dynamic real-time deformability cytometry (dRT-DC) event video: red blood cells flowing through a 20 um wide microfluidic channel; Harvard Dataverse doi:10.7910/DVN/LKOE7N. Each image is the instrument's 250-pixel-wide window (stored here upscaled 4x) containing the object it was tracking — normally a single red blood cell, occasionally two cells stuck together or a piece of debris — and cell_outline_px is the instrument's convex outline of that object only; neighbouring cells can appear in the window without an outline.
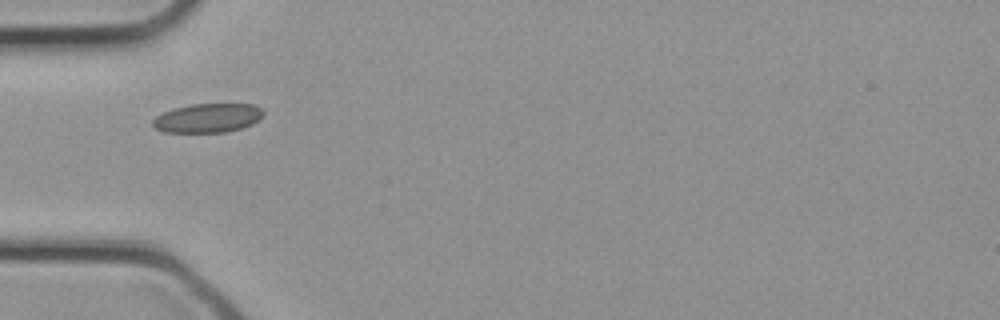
{"species": "common noctule bat (a hibernating species)", "species_latin": "Nyctalus noctula", "temperature_condition": "cold", "stored_images_in_passage": 12, "camera_frame_rate_fps": 3000, "um_per_image_px": 0.085, "animal": {"sex": "female", "body_mass_g": 21.9}, "frame": {"image": 1, "passage_image": 1, "time_ms": 0.0, "image_size_px": [1000, 320], "cell_outline_px": [[264, 116], [252, 124], [240, 128], [224, 132], [164, 132], [156, 128], [152, 124], [152, 120], [156, 116], [164, 112], [176, 108], [192, 104], [252, 104], [260, 108], [264, 112]], "centroid_in_image_um": [17.67, 10.03], "position_along_channel_um": 67.3, "area_um2": 18.55}}
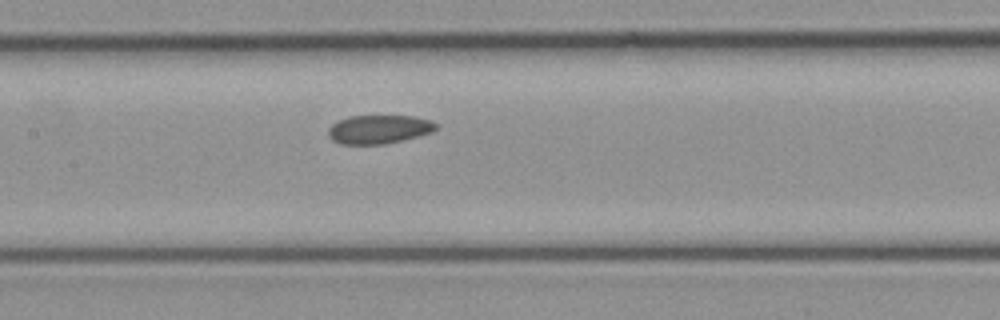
{"frame": {"image": 2, "passage_image": 6, "time_ms": 1.667, "image_size_px": [1000, 320], "cell_outline_px": [[436, 128], [432, 132], [384, 144], [340, 144], [332, 140], [328, 136], [328, 128], [332, 124], [348, 116], [412, 116], [432, 120], [436, 124]], "centroid_in_image_um": [32.17, 10.99], "position_along_channel_um": 175.2, "area_um2": 17.86}}
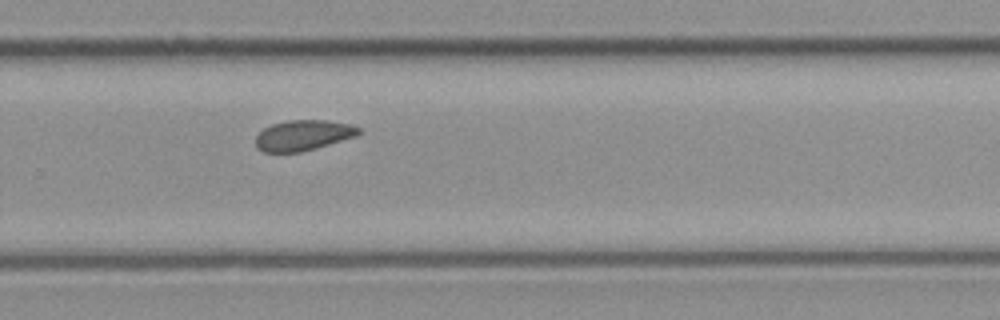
{"frame": {"image": 3, "passage_image": 12, "time_ms": 3.667, "image_size_px": [1000, 320], "cell_outline_px": [[360, 132], [356, 136], [316, 148], [300, 152], [264, 152], [256, 148], [256, 136], [264, 128], [272, 124], [288, 120], [328, 120], [352, 124], [360, 128]], "centroid_in_image_um": [25.77, 11.49], "position_along_channel_um": 304.0, "area_um2": 18.32}}